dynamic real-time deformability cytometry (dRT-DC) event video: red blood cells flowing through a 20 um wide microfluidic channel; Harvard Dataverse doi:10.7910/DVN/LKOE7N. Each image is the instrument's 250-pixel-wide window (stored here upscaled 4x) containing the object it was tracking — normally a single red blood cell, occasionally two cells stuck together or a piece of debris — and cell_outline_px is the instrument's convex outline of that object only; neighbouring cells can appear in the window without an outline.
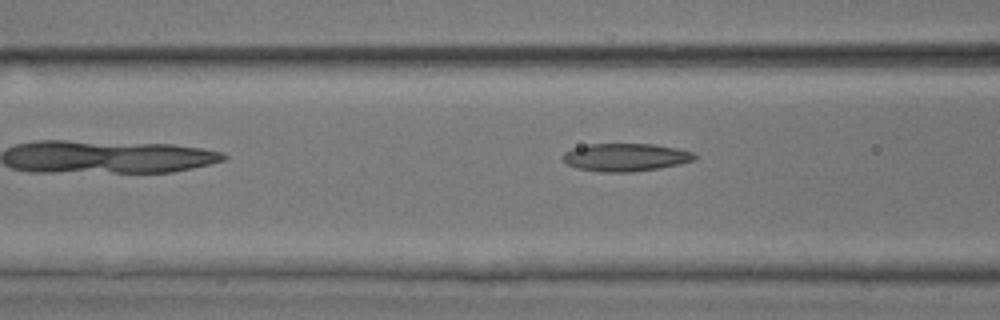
{"species": "common noctule bat (a hibernating species)", "species_latin": "Nyctalus noctula", "temperature_condition": "room temperature", "stored_images_in_passage": 7, "camera_frame_rate_fps": 3000, "um_per_image_px": 0.085, "animal": {"sex": "male", "body_mass_g": 17.9, "forearm_length_mm": 54.2}, "frame": {"image": 1, "passage_image": 7, "time_ms": 7.667, "image_size_px": [1000, 320], "cell_outline_px": [[696, 160], [680, 164], [660, 168], [632, 172], [600, 172], [576, 168], [568, 164], [560, 156], [564, 152], [572, 148], [588, 144], [652, 144], [676, 148], [692, 152], [696, 156]], "centroid_in_image_um": [53.15, 13.37], "position_along_channel_um": 113.4, "area_um2": 21.5}}